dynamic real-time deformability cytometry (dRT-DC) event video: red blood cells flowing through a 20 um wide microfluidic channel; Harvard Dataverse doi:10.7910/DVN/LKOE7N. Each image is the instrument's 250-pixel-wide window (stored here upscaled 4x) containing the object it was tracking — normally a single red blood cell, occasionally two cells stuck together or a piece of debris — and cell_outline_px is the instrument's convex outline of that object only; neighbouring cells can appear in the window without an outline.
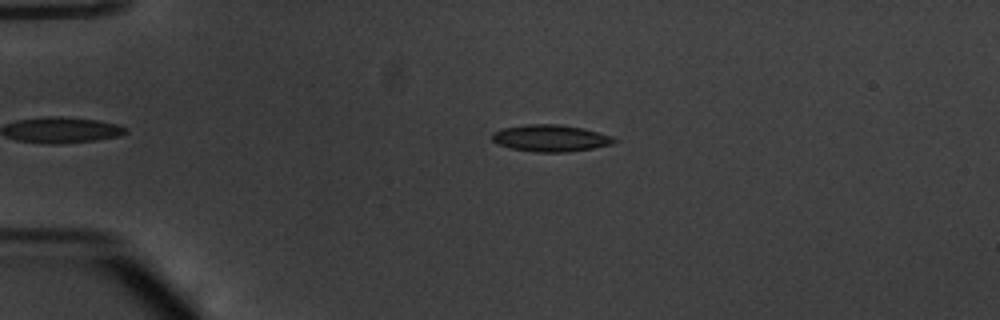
{"species": "common noctule bat (a hibernating species)", "species_latin": "Nyctalus noctula", "temperature_condition": "warm", "stored_images_in_passage": 41, "camera_frame_rate_fps": 3000, "um_per_image_px": 0.085, "animal": {"sex": "male", "body_mass_g": 20.1, "forearm_length_mm": 53.5}, "frame": {"image": 1, "passage_image": 6, "time_ms": 1.667, "image_size_px": [1000, 320], "cell_outline_px": [[616, 140], [612, 144], [592, 148], [568, 152], [536, 152], [512, 148], [500, 144], [492, 140], [492, 132], [500, 128], [524, 124], [560, 124], [584, 128], [612, 136]], "centroid_in_image_um": [46.78, 11.73], "position_along_channel_um": 38.2, "area_um2": 19.07}}
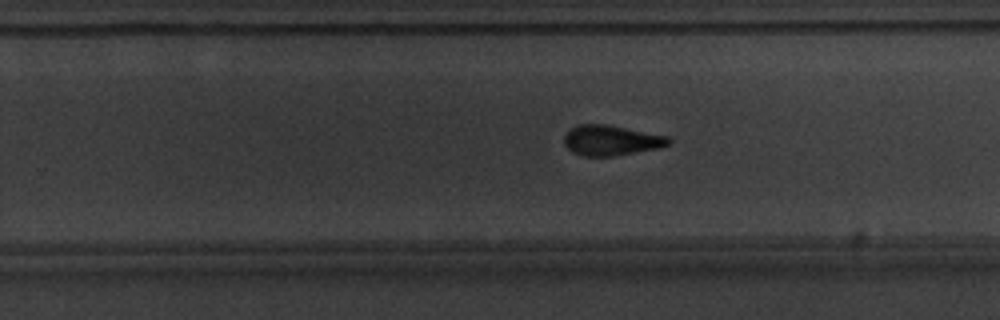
{"frame": {"image": 2, "passage_image": 28, "time_ms": 9.0, "image_size_px": [1000, 320], "cell_outline_px": [[672, 144], [660, 148], [612, 156], [584, 156], [572, 152], [564, 144], [564, 136], [576, 124], [608, 124], [668, 136], [672, 140]], "centroid_in_image_um": [51.98, 11.92], "position_along_channel_um": 277.8, "area_um2": 18.55}}
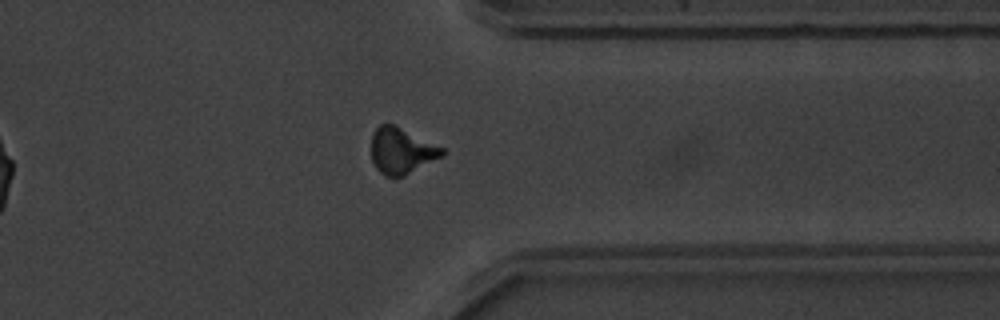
{"frame": {"image": 3, "passage_image": 36, "time_ms": 11.667, "image_size_px": [1000, 320], "cell_outline_px": [[448, 152], [444, 156], [404, 176], [384, 176], [376, 168], [372, 160], [372, 132], [380, 124], [392, 124], [444, 148]], "centroid_in_image_um": [34.15, 12.83], "position_along_channel_um": 377.3, "area_um2": 18.96}, "authors_computed_cell_mechanics": {"area_um2": 18.496, "velocity_mm_per_s": 3.8232, "shape_relaxation_time_tau1_ms": 4.3152, "shape_relaxation_time_tau2_ms": 3.1986, "deformation_change_tau1": 0.147, "deformation_change_tau2": 0.1221}}